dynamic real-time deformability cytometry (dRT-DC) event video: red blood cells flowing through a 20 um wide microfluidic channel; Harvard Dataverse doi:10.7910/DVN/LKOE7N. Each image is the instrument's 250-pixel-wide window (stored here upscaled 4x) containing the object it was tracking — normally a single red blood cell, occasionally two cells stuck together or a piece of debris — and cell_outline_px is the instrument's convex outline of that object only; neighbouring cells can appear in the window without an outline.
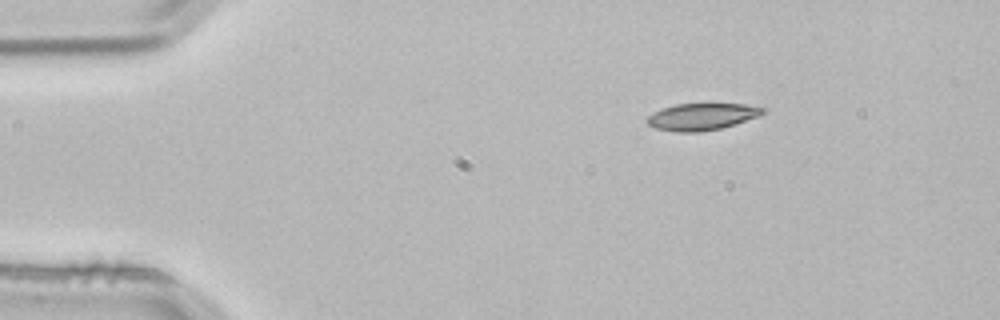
{"species": "common noctule bat (a hibernating species)", "species_latin": "Nyctalus noctula", "temperature_condition": "room temperature", "stored_images_in_passage": 2, "camera_frame_rate_fps": 3000, "um_per_image_px": 0.085, "animal": {"sex": "male", "body_mass_g": 21.5, "forearm_length_mm": 52.0}, "frame": {"image": 1, "passage_image": 1, "time_ms": 0.0, "image_size_px": [1000, 320], "cell_outline_px": [[768, 108], [764, 112], [756, 116], [736, 124], [720, 128], [700, 132], [676, 132], [656, 128], [648, 124], [644, 120], [652, 112], [676, 104], [744, 104]], "centroid_in_image_um": [59.63, 9.92], "position_along_channel_um": 25.4, "area_um2": 18.03}}